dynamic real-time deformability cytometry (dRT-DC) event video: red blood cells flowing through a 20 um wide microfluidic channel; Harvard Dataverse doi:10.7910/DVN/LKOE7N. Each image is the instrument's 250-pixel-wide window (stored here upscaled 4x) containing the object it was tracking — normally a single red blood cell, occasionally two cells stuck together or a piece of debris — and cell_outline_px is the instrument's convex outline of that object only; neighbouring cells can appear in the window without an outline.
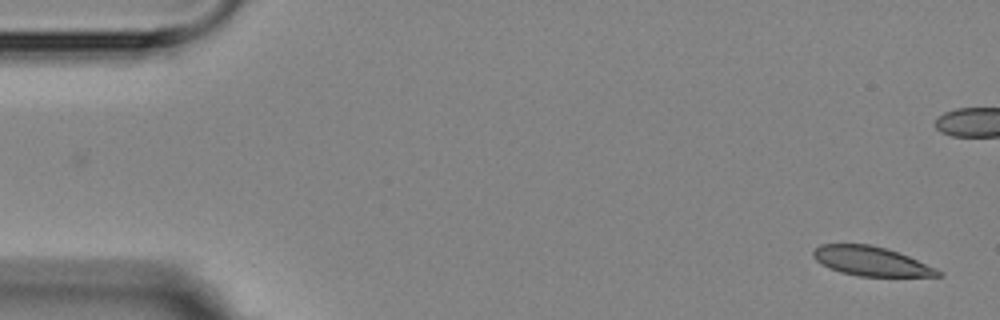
{"species": "Egyptian fruit bat (a non-hibernating species)", "species_latin": "Rousettus aegyptiacus", "temperature_condition": "room temperature", "stored_images_in_passage": 3, "camera_frame_rate_fps": 3000, "um_per_image_px": 0.085, "animal": {"sex": "female"}, "frame": {"image": 1, "passage_image": 3, "time_ms": 2.0, "image_size_px": [1000, 320], "cell_outline_px": [[944, 276], [860, 276], [840, 272], [816, 260], [812, 256], [812, 252], [820, 244], [868, 244], [884, 248], [908, 256], [936, 268]], "centroid_in_image_um": [74.03, 22.2], "position_along_channel_um": 11.0, "area_um2": 20.87}}